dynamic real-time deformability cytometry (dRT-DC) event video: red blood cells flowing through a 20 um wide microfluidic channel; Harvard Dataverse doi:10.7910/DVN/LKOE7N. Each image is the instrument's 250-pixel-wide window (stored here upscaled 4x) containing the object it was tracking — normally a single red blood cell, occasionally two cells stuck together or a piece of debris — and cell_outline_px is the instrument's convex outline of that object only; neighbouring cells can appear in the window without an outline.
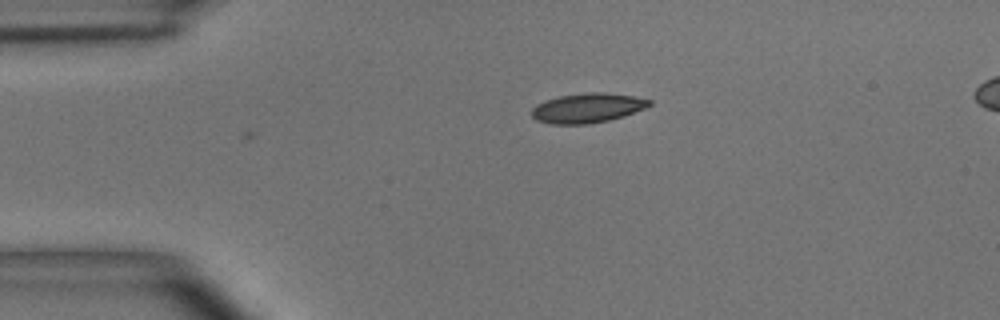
{"species": "common noctule bat (a hibernating species)", "species_latin": "Nyctalus noctula", "temperature_condition": "room temperature", "stored_images_in_passage": 2, "camera_frame_rate_fps": 3000, "um_per_image_px": 0.085, "animal": {"sex": "male", "body_mass_g": 15.6}, "frame": {"image": 1, "passage_image": 2, "time_ms": 1.333, "image_size_px": [1000, 320], "cell_outline_px": [[652, 104], [644, 108], [624, 116], [608, 120], [588, 124], [548, 124], [536, 120], [532, 116], [532, 108], [536, 104], [544, 100], [560, 96], [588, 92], [604, 92], [632, 96], [652, 100]], "centroid_in_image_um": [49.9, 9.18], "position_along_channel_um": 35.1, "area_um2": 20.29}}